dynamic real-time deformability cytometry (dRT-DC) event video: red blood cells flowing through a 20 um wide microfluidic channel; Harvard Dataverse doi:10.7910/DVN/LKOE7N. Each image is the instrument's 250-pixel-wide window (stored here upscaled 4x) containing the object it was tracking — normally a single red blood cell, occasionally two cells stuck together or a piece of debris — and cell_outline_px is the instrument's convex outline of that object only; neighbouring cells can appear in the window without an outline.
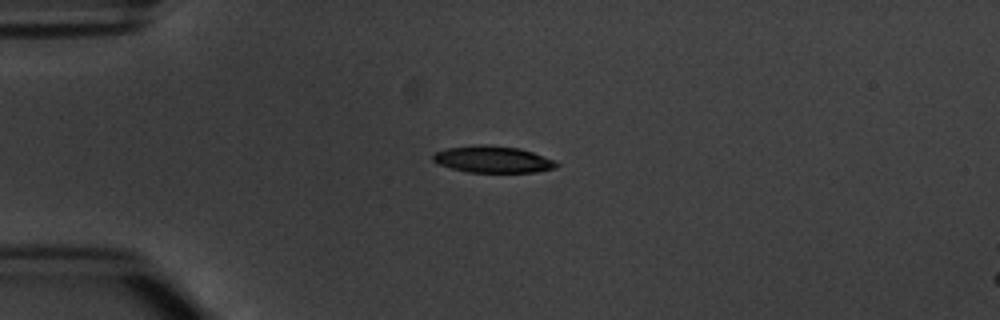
{"species": "common noctule bat (a hibernating species)", "species_latin": "Nyctalus noctula", "temperature_condition": "warm", "stored_images_in_passage": 5, "camera_frame_rate_fps": 3000, "um_per_image_px": 0.085, "animal": {"sex": "male", "body_mass_g": 20.1, "forearm_length_mm": 53.5}, "frame": {"image": 1, "passage_image": 3, "time_ms": 2.667, "image_size_px": [1000, 320], "cell_outline_px": [[560, 164], [552, 168], [536, 172], [468, 172], [436, 164], [432, 160], [432, 156], [436, 152], [448, 148], [480, 144], [484, 144], [520, 148], [556, 160]], "centroid_in_image_um": [41.88, 13.54], "position_along_channel_um": 43.1, "area_um2": 19.19}}